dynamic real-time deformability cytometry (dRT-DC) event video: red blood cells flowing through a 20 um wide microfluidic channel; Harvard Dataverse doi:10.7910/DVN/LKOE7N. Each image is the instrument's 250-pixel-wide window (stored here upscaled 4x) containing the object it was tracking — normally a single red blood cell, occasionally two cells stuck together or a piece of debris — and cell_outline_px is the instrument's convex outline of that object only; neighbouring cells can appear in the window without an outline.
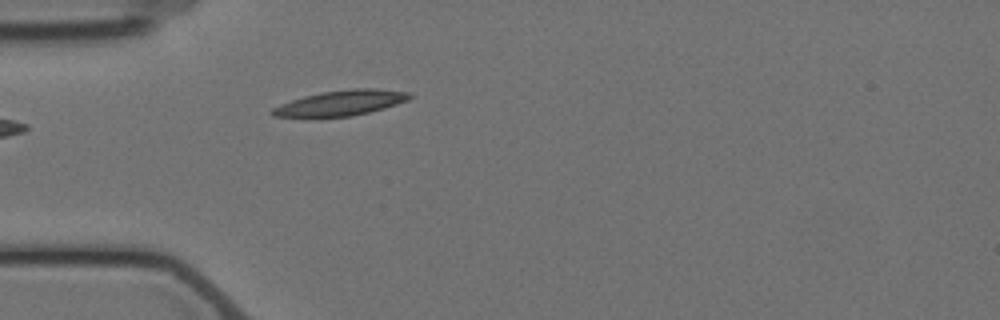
{"species": "Egyptian fruit bat (a non-hibernating species)", "species_latin": "Rousettus aegyptiacus", "temperature_condition": "cold", "stored_images_in_passage": 5, "camera_frame_rate_fps": 3000, "um_per_image_px": 0.085, "animal": {"sex": "female"}, "frame": {"image": 1, "passage_image": 5, "time_ms": 4.667, "image_size_px": [1000, 320], "cell_outline_px": [[412, 96], [408, 100], [384, 108], [352, 116], [272, 116], [268, 112], [272, 108], [280, 104], [304, 96], [320, 92], [352, 88], [376, 88], [408, 92]], "centroid_in_image_um": [28.97, 8.73], "position_along_channel_um": 56.0, "area_um2": 20.0}}